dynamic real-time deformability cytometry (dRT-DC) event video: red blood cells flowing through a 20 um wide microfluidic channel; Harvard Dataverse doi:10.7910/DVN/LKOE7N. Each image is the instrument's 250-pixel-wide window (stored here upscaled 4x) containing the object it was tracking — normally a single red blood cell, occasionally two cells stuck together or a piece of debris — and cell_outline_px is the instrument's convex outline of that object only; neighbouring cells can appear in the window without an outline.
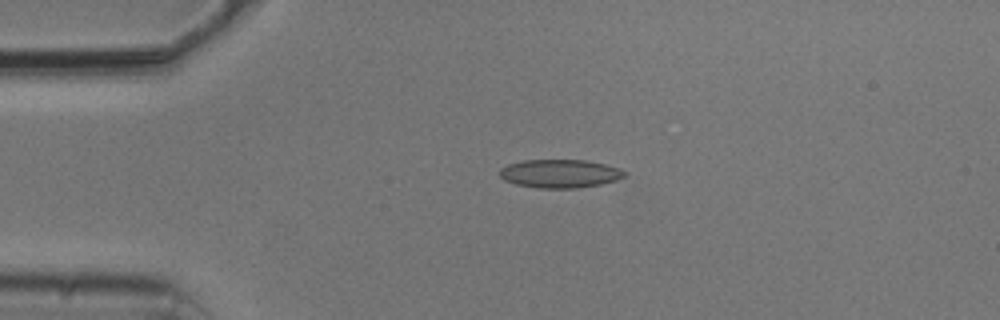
{"species": "common noctule bat (a hibernating species)", "species_latin": "Nyctalus noctula", "temperature_condition": "cold", "stored_images_in_passage": 42, "camera_frame_rate_fps": 3000, "um_per_image_px": 0.085, "animal": {"sex": "male", "body_mass_g": 20.5, "forearm_length_mm": 52.5}, "frame": {"image": 1, "passage_image": 1, "time_ms": 0.0, "image_size_px": [1000, 320], "cell_outline_px": [[628, 172], [624, 176], [616, 180], [600, 184], [576, 188], [536, 188], [516, 184], [504, 180], [500, 176], [500, 168], [508, 164], [524, 160], [584, 160], [604, 164], [620, 168]], "centroid_in_image_um": [47.59, 14.75], "position_along_channel_um": 37.4, "area_um2": 20.63}}
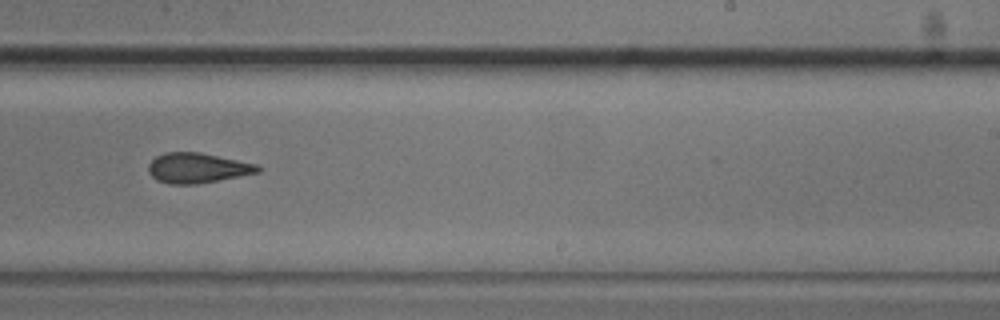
{"frame": {"image": 2, "passage_image": 22, "time_ms": 7.0, "image_size_px": [1000, 320], "cell_outline_px": [[260, 172], [196, 184], [168, 184], [156, 180], [148, 172], [148, 164], [156, 156], [164, 152], [200, 152], [256, 164], [260, 168]], "centroid_in_image_um": [16.73, 14.27], "position_along_channel_um": 272.3, "area_um2": 19.07}}
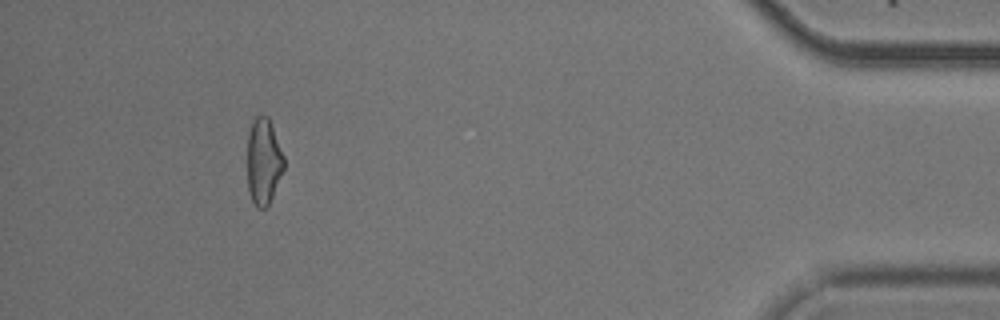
{"frame": {"image": 3, "passage_image": 38, "time_ms": 12.333, "image_size_px": [1000, 320], "cell_outline_px": [[284, 168], [272, 196], [268, 204], [264, 208], [256, 208], [248, 192], [248, 132], [252, 120], [256, 116], [268, 116], [284, 156]], "centroid_in_image_um": [22.39, 13.71], "position_along_channel_um": 412.8, "area_um2": 18.26}, "authors_computed_cell_mechanics": {"area_um2": 19.5075, "velocity_mm_per_s": 3.7937, "shape_relaxation_time_tau1_ms": 5.5575, "shape_relaxation_time_tau2_ms": 2.8589, "deformation_change_tau1": 0.1642, "deformation_change_tau2": 0.1155}}